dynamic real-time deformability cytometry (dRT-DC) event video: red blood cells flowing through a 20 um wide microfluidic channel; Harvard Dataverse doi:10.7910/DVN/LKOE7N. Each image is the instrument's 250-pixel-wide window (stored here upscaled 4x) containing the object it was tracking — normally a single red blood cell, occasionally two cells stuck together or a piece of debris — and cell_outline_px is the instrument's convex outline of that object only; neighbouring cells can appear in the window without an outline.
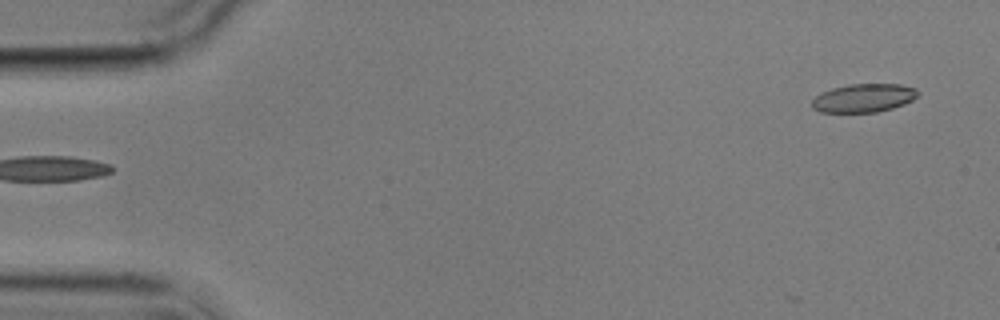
{"species": "common noctule bat (a hibernating species)", "species_latin": "Nyctalus noctula", "temperature_condition": "cold", "stored_images_in_passage": 5, "segment_of_instrument_passage": [2, 2], "camera_frame_rate_fps": 3000, "um_per_image_px": 0.085, "animal": {"sex": "male", "body_mass_g": 17.9}, "frame": {"image": 1, "passage_image": 5, "time_ms": 4.667, "image_size_px": [1000, 320], "cell_outline_px": [[920, 92], [912, 100], [904, 104], [892, 108], [876, 112], [820, 112], [812, 108], [812, 100], [820, 92], [832, 88], [848, 84], [900, 84], [916, 88]], "centroid_in_image_um": [73.4, 8.32], "position_along_channel_um": 11.6, "area_um2": 17.63}}